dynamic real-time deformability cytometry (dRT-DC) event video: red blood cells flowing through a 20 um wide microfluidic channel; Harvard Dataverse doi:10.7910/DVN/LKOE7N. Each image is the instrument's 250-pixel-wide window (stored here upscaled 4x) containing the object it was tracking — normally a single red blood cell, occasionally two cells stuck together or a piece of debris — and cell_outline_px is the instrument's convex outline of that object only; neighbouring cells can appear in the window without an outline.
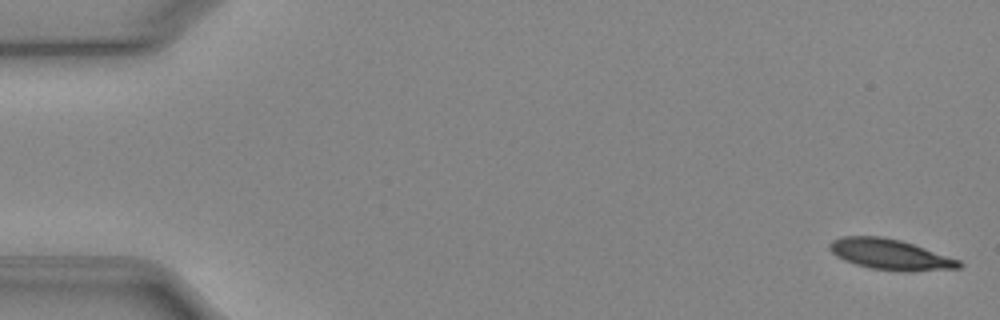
{"species": "Egyptian fruit bat (a non-hibernating species)", "species_latin": "Rousettus aegyptiacus", "temperature_condition": "cold", "stored_images_in_passage": 52, "segment_of_instrument_passage": [1, 2], "camera_frame_rate_fps": 3000, "um_per_image_px": 0.085, "animal": {"sex": "female"}, "frame": {"image": 1, "passage_image": 1, "time_ms": 0.0, "image_size_px": [1000, 320], "cell_outline_px": [[964, 264], [960, 268], [912, 272], [900, 272], [868, 268], [844, 260], [836, 256], [828, 248], [828, 244], [832, 240], [840, 236], [880, 236], [900, 240], [960, 260]], "centroid_in_image_um": [75.65, 21.64], "position_along_channel_um": 9.3, "area_um2": 23.29}}
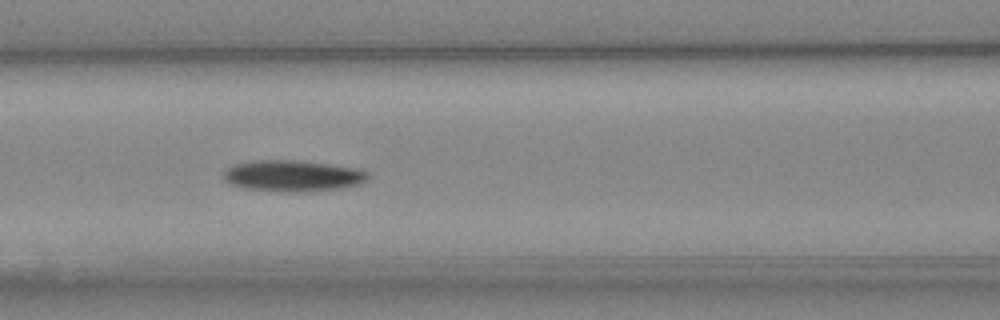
{"frame": {"image": 2, "passage_image": 22, "time_ms": 7.0, "image_size_px": [1000, 320], "cell_outline_px": [[368, 176], [360, 184], [340, 188], [304, 192], [280, 192], [244, 188], [228, 184], [224, 180], [224, 168], [232, 164], [252, 160], [300, 160], [356, 168], [368, 172]], "centroid_in_image_um": [24.8, 14.94], "position_along_channel_um": 141.8, "area_um2": 26.59}}
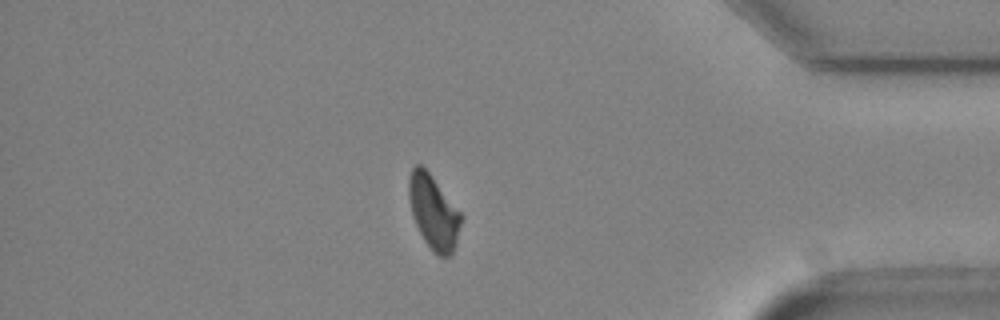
{"frame": {"image": 3, "passage_image": 44, "time_ms": 14.333, "image_size_px": [1000, 320], "cell_outline_px": [[464, 216], [452, 252], [448, 256], [440, 256], [424, 240], [412, 216], [408, 196], [408, 180], [412, 168], [416, 164], [420, 164], [432, 176]], "centroid_in_image_um": [36.84, 17.98], "position_along_channel_um": 398.4, "area_um2": 22.2}}